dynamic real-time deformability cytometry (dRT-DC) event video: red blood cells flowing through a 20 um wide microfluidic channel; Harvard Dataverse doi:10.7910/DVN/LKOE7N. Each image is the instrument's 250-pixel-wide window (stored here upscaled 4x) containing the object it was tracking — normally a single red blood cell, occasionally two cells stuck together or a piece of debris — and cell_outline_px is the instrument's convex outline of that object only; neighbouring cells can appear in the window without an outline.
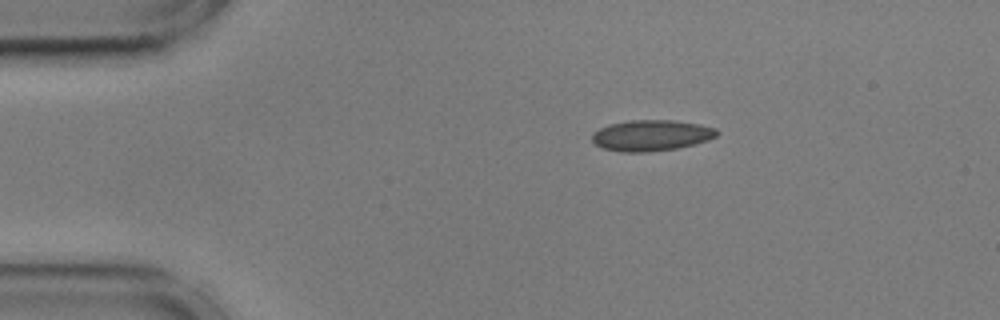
{"species": "common noctule bat (a hibernating species)", "species_latin": "Nyctalus noctula", "temperature_condition": "cold", "stored_images_in_passage": 11, "camera_frame_rate_fps": 3000, "um_per_image_px": 0.085, "animal": {"sex": "male", "body_mass_g": 17.9, "forearm_length_mm": 54.2}, "frame": {"image": 1, "passage_image": 1, "time_ms": 0.0, "image_size_px": [1000, 320], "cell_outline_px": [[720, 132], [716, 136], [708, 140], [696, 144], [676, 148], [648, 152], [620, 152], [604, 148], [596, 144], [592, 140], [592, 132], [608, 124], [628, 120], [676, 120], [700, 124], [716, 128]], "centroid_in_image_um": [55.37, 11.5], "position_along_channel_um": 29.6, "area_um2": 22.72}}
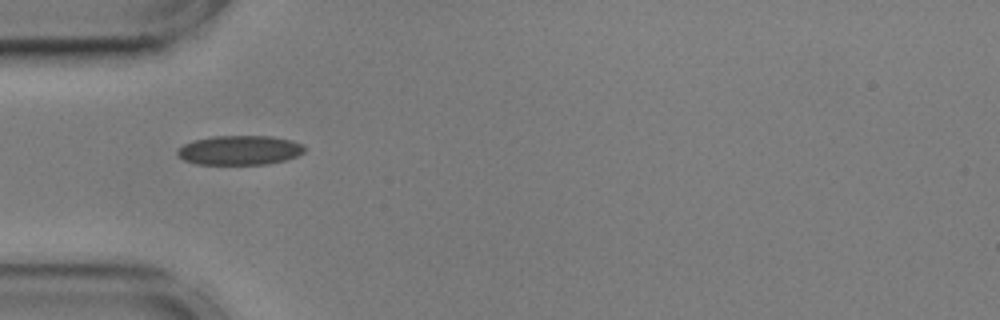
{"frame": {"image": 2, "passage_image": 8, "time_ms": 2.333, "image_size_px": [1000, 320], "cell_outline_px": [[304, 152], [296, 156], [284, 160], [268, 164], [196, 164], [184, 160], [176, 152], [184, 144], [192, 140], [212, 136], [272, 136], [292, 140], [300, 144], [304, 148]], "centroid_in_image_um": [20.35, 12.76], "position_along_channel_um": 64.6, "area_um2": 21.68}}